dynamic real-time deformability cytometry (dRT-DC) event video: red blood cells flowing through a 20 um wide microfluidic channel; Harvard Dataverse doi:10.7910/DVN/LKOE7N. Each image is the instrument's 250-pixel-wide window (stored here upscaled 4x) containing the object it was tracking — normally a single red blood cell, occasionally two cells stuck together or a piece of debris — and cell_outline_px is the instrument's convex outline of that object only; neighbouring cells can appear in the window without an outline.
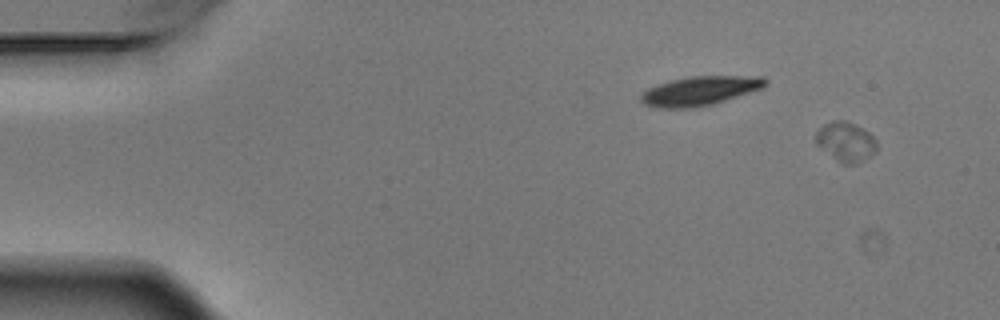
{"species": "Egyptian fruit bat (a non-hibernating species)", "species_latin": "Rousettus aegyptiacus", "temperature_condition": "warm", "stored_images_in_passage": 5, "camera_frame_rate_fps": 3000, "um_per_image_px": 0.085, "animal": {"sex": "male"}, "frame": {"image": 1, "passage_image": 1, "time_ms": 0.0, "image_size_px": [1000, 320], "cell_outline_px": [[876, 152], [856, 164], [840, 164], [820, 148], [816, 144], [816, 132], [824, 124], [832, 120], [844, 120], [868, 132], [876, 140]], "centroid_in_image_um": [71.86, 12.07], "position_along_channel_um": 13.1, "area_um2": 13.99}}
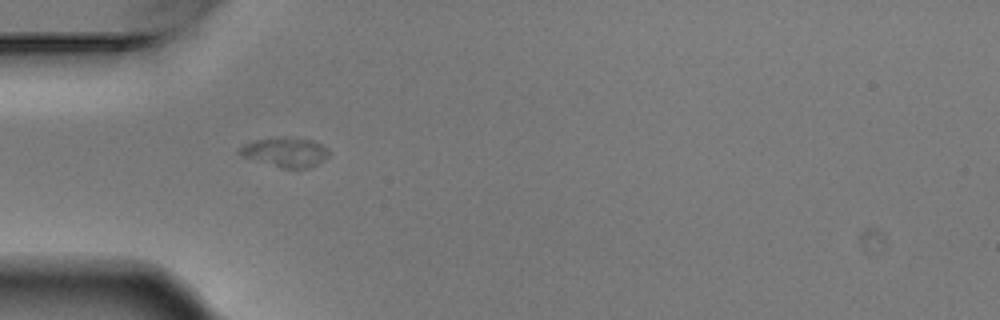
{"frame": {"image": 2, "passage_image": 4, "time_ms": 1.0, "image_size_px": [1000, 320], "cell_outline_px": [[328, 156], [324, 160], [308, 168], [284, 168], [240, 156], [236, 152], [240, 148], [256, 140], [312, 140], [320, 144], [328, 152]], "centroid_in_image_um": [24.25, 12.99], "position_along_channel_um": 60.8, "area_um2": 14.22}}
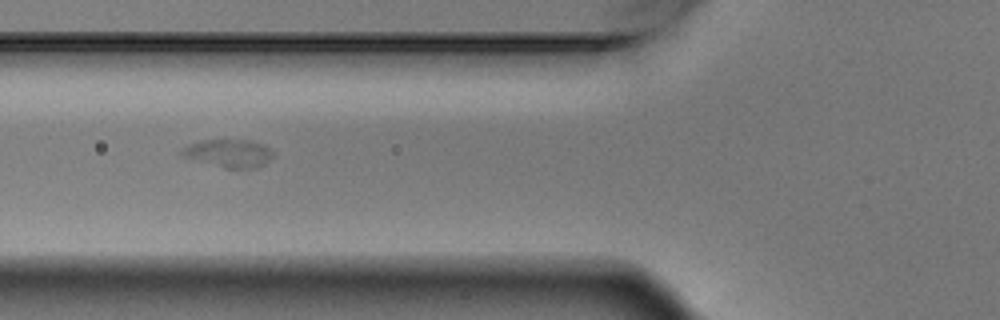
{"frame": {"image": 3, "passage_image": 5, "time_ms": 1.333, "image_size_px": [1000, 320], "cell_outline_px": [[272, 156], [264, 164], [256, 168], [224, 168], [184, 156], [180, 152], [188, 144], [204, 140], [252, 140], [264, 144], [272, 152]], "centroid_in_image_um": [19.47, 13.02], "position_along_channel_um": 106.3, "area_um2": 14.57}}